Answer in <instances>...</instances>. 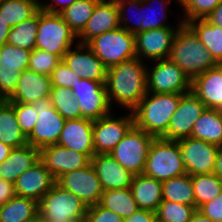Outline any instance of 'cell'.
Listing matches in <instances>:
<instances>
[{"label":"cell","mask_w":222,"mask_h":222,"mask_svg":"<svg viewBox=\"0 0 222 222\" xmlns=\"http://www.w3.org/2000/svg\"><path fill=\"white\" fill-rule=\"evenodd\" d=\"M39 11L30 19L11 27L7 43L15 47L32 51L36 48Z\"/></svg>","instance_id":"cell-35"},{"label":"cell","mask_w":222,"mask_h":222,"mask_svg":"<svg viewBox=\"0 0 222 222\" xmlns=\"http://www.w3.org/2000/svg\"><path fill=\"white\" fill-rule=\"evenodd\" d=\"M115 1L118 5V14H119V21L121 28H124L125 30H127L132 34L140 33V12H139L140 0H115ZM129 9L131 10L132 13H135L134 11L135 9L136 11L138 10V13H136L137 15H135L134 17L131 16L134 22L132 20L130 21L129 18L126 17L127 14L126 12H130Z\"/></svg>","instance_id":"cell-43"},{"label":"cell","mask_w":222,"mask_h":222,"mask_svg":"<svg viewBox=\"0 0 222 222\" xmlns=\"http://www.w3.org/2000/svg\"><path fill=\"white\" fill-rule=\"evenodd\" d=\"M61 60L62 59L57 55L35 48L31 51L28 69L36 73L51 76L53 70Z\"/></svg>","instance_id":"cell-42"},{"label":"cell","mask_w":222,"mask_h":222,"mask_svg":"<svg viewBox=\"0 0 222 222\" xmlns=\"http://www.w3.org/2000/svg\"><path fill=\"white\" fill-rule=\"evenodd\" d=\"M75 222H86L85 218L79 221H75Z\"/></svg>","instance_id":"cell-59"},{"label":"cell","mask_w":222,"mask_h":222,"mask_svg":"<svg viewBox=\"0 0 222 222\" xmlns=\"http://www.w3.org/2000/svg\"><path fill=\"white\" fill-rule=\"evenodd\" d=\"M62 61L81 79L106 81L107 67L87 44H75L62 57Z\"/></svg>","instance_id":"cell-18"},{"label":"cell","mask_w":222,"mask_h":222,"mask_svg":"<svg viewBox=\"0 0 222 222\" xmlns=\"http://www.w3.org/2000/svg\"><path fill=\"white\" fill-rule=\"evenodd\" d=\"M40 10V0H0V18L10 27L33 17Z\"/></svg>","instance_id":"cell-32"},{"label":"cell","mask_w":222,"mask_h":222,"mask_svg":"<svg viewBox=\"0 0 222 222\" xmlns=\"http://www.w3.org/2000/svg\"><path fill=\"white\" fill-rule=\"evenodd\" d=\"M99 0H77L59 14L78 36L86 27Z\"/></svg>","instance_id":"cell-37"},{"label":"cell","mask_w":222,"mask_h":222,"mask_svg":"<svg viewBox=\"0 0 222 222\" xmlns=\"http://www.w3.org/2000/svg\"><path fill=\"white\" fill-rule=\"evenodd\" d=\"M147 63L138 57L107 68L105 86L110 106L132 112L147 93Z\"/></svg>","instance_id":"cell-1"},{"label":"cell","mask_w":222,"mask_h":222,"mask_svg":"<svg viewBox=\"0 0 222 222\" xmlns=\"http://www.w3.org/2000/svg\"><path fill=\"white\" fill-rule=\"evenodd\" d=\"M191 137L222 146V111L205 108L194 123Z\"/></svg>","instance_id":"cell-27"},{"label":"cell","mask_w":222,"mask_h":222,"mask_svg":"<svg viewBox=\"0 0 222 222\" xmlns=\"http://www.w3.org/2000/svg\"><path fill=\"white\" fill-rule=\"evenodd\" d=\"M221 0H180L184 11L183 22L186 24L193 19H204L214 10Z\"/></svg>","instance_id":"cell-41"},{"label":"cell","mask_w":222,"mask_h":222,"mask_svg":"<svg viewBox=\"0 0 222 222\" xmlns=\"http://www.w3.org/2000/svg\"><path fill=\"white\" fill-rule=\"evenodd\" d=\"M21 73L17 68H0V95L5 100L14 92Z\"/></svg>","instance_id":"cell-46"},{"label":"cell","mask_w":222,"mask_h":222,"mask_svg":"<svg viewBox=\"0 0 222 222\" xmlns=\"http://www.w3.org/2000/svg\"><path fill=\"white\" fill-rule=\"evenodd\" d=\"M38 202L15 195L0 205V222H27L38 215Z\"/></svg>","instance_id":"cell-31"},{"label":"cell","mask_w":222,"mask_h":222,"mask_svg":"<svg viewBox=\"0 0 222 222\" xmlns=\"http://www.w3.org/2000/svg\"><path fill=\"white\" fill-rule=\"evenodd\" d=\"M168 59L181 68L191 81L219 65L194 31L185 23L176 32Z\"/></svg>","instance_id":"cell-2"},{"label":"cell","mask_w":222,"mask_h":222,"mask_svg":"<svg viewBox=\"0 0 222 222\" xmlns=\"http://www.w3.org/2000/svg\"><path fill=\"white\" fill-rule=\"evenodd\" d=\"M143 174L161 182L186 174L178 141L154 138Z\"/></svg>","instance_id":"cell-4"},{"label":"cell","mask_w":222,"mask_h":222,"mask_svg":"<svg viewBox=\"0 0 222 222\" xmlns=\"http://www.w3.org/2000/svg\"><path fill=\"white\" fill-rule=\"evenodd\" d=\"M56 183L75 194L88 207L98 204L104 191L91 163L84 168L61 175Z\"/></svg>","instance_id":"cell-13"},{"label":"cell","mask_w":222,"mask_h":222,"mask_svg":"<svg viewBox=\"0 0 222 222\" xmlns=\"http://www.w3.org/2000/svg\"><path fill=\"white\" fill-rule=\"evenodd\" d=\"M197 210L213 222H222V192L218 197L201 205Z\"/></svg>","instance_id":"cell-48"},{"label":"cell","mask_w":222,"mask_h":222,"mask_svg":"<svg viewBox=\"0 0 222 222\" xmlns=\"http://www.w3.org/2000/svg\"><path fill=\"white\" fill-rule=\"evenodd\" d=\"M186 24L194 31L213 58L222 64V28L211 24L206 18L193 19Z\"/></svg>","instance_id":"cell-30"},{"label":"cell","mask_w":222,"mask_h":222,"mask_svg":"<svg viewBox=\"0 0 222 222\" xmlns=\"http://www.w3.org/2000/svg\"><path fill=\"white\" fill-rule=\"evenodd\" d=\"M191 91L206 108L222 111V64L196 76L192 80Z\"/></svg>","instance_id":"cell-24"},{"label":"cell","mask_w":222,"mask_h":222,"mask_svg":"<svg viewBox=\"0 0 222 222\" xmlns=\"http://www.w3.org/2000/svg\"><path fill=\"white\" fill-rule=\"evenodd\" d=\"M123 222H157L156 213L149 210L138 209Z\"/></svg>","instance_id":"cell-50"},{"label":"cell","mask_w":222,"mask_h":222,"mask_svg":"<svg viewBox=\"0 0 222 222\" xmlns=\"http://www.w3.org/2000/svg\"><path fill=\"white\" fill-rule=\"evenodd\" d=\"M186 173L190 176L214 172L218 146L188 137L178 140Z\"/></svg>","instance_id":"cell-14"},{"label":"cell","mask_w":222,"mask_h":222,"mask_svg":"<svg viewBox=\"0 0 222 222\" xmlns=\"http://www.w3.org/2000/svg\"><path fill=\"white\" fill-rule=\"evenodd\" d=\"M189 222H213L209 217L202 215L198 210L193 214Z\"/></svg>","instance_id":"cell-56"},{"label":"cell","mask_w":222,"mask_h":222,"mask_svg":"<svg viewBox=\"0 0 222 222\" xmlns=\"http://www.w3.org/2000/svg\"><path fill=\"white\" fill-rule=\"evenodd\" d=\"M103 190L129 188L133 174L123 168L110 154H95L91 158Z\"/></svg>","instance_id":"cell-23"},{"label":"cell","mask_w":222,"mask_h":222,"mask_svg":"<svg viewBox=\"0 0 222 222\" xmlns=\"http://www.w3.org/2000/svg\"><path fill=\"white\" fill-rule=\"evenodd\" d=\"M0 141L12 148L27 145V137L19 126L14 106L4 100L0 105Z\"/></svg>","instance_id":"cell-29"},{"label":"cell","mask_w":222,"mask_h":222,"mask_svg":"<svg viewBox=\"0 0 222 222\" xmlns=\"http://www.w3.org/2000/svg\"><path fill=\"white\" fill-rule=\"evenodd\" d=\"M93 123L87 118L66 120L57 144L92 158L95 155Z\"/></svg>","instance_id":"cell-21"},{"label":"cell","mask_w":222,"mask_h":222,"mask_svg":"<svg viewBox=\"0 0 222 222\" xmlns=\"http://www.w3.org/2000/svg\"><path fill=\"white\" fill-rule=\"evenodd\" d=\"M52 1V0H51ZM77 0H53L52 2L40 1V9L49 13H60L65 8L71 6Z\"/></svg>","instance_id":"cell-49"},{"label":"cell","mask_w":222,"mask_h":222,"mask_svg":"<svg viewBox=\"0 0 222 222\" xmlns=\"http://www.w3.org/2000/svg\"><path fill=\"white\" fill-rule=\"evenodd\" d=\"M15 195L14 183L0 178V205L5 204Z\"/></svg>","instance_id":"cell-51"},{"label":"cell","mask_w":222,"mask_h":222,"mask_svg":"<svg viewBox=\"0 0 222 222\" xmlns=\"http://www.w3.org/2000/svg\"><path fill=\"white\" fill-rule=\"evenodd\" d=\"M182 95L147 92L132 111L135 126L154 138H163Z\"/></svg>","instance_id":"cell-3"},{"label":"cell","mask_w":222,"mask_h":222,"mask_svg":"<svg viewBox=\"0 0 222 222\" xmlns=\"http://www.w3.org/2000/svg\"><path fill=\"white\" fill-rule=\"evenodd\" d=\"M153 140L152 135L134 125L109 154L131 174L140 175Z\"/></svg>","instance_id":"cell-8"},{"label":"cell","mask_w":222,"mask_h":222,"mask_svg":"<svg viewBox=\"0 0 222 222\" xmlns=\"http://www.w3.org/2000/svg\"><path fill=\"white\" fill-rule=\"evenodd\" d=\"M40 160V149L32 145L13 148L9 156L0 163V178L15 183L19 175Z\"/></svg>","instance_id":"cell-25"},{"label":"cell","mask_w":222,"mask_h":222,"mask_svg":"<svg viewBox=\"0 0 222 222\" xmlns=\"http://www.w3.org/2000/svg\"><path fill=\"white\" fill-rule=\"evenodd\" d=\"M118 5L115 0H99L86 27L78 35V43L87 44L94 37L119 28Z\"/></svg>","instance_id":"cell-20"},{"label":"cell","mask_w":222,"mask_h":222,"mask_svg":"<svg viewBox=\"0 0 222 222\" xmlns=\"http://www.w3.org/2000/svg\"><path fill=\"white\" fill-rule=\"evenodd\" d=\"M99 204L122 217H130L139 207L134 200L131 188L104 190Z\"/></svg>","instance_id":"cell-33"},{"label":"cell","mask_w":222,"mask_h":222,"mask_svg":"<svg viewBox=\"0 0 222 222\" xmlns=\"http://www.w3.org/2000/svg\"><path fill=\"white\" fill-rule=\"evenodd\" d=\"M88 206L57 183L38 202V214L46 222H75L85 218Z\"/></svg>","instance_id":"cell-5"},{"label":"cell","mask_w":222,"mask_h":222,"mask_svg":"<svg viewBox=\"0 0 222 222\" xmlns=\"http://www.w3.org/2000/svg\"><path fill=\"white\" fill-rule=\"evenodd\" d=\"M31 51L24 50L8 43L0 47V68L28 69Z\"/></svg>","instance_id":"cell-40"},{"label":"cell","mask_w":222,"mask_h":222,"mask_svg":"<svg viewBox=\"0 0 222 222\" xmlns=\"http://www.w3.org/2000/svg\"><path fill=\"white\" fill-rule=\"evenodd\" d=\"M205 108L204 103L192 91L183 94L163 139L178 141L191 137L194 123Z\"/></svg>","instance_id":"cell-15"},{"label":"cell","mask_w":222,"mask_h":222,"mask_svg":"<svg viewBox=\"0 0 222 222\" xmlns=\"http://www.w3.org/2000/svg\"><path fill=\"white\" fill-rule=\"evenodd\" d=\"M113 112L94 120L93 142L95 154H109L135 125L132 112H125L123 116L121 114L119 117H115Z\"/></svg>","instance_id":"cell-11"},{"label":"cell","mask_w":222,"mask_h":222,"mask_svg":"<svg viewBox=\"0 0 222 222\" xmlns=\"http://www.w3.org/2000/svg\"><path fill=\"white\" fill-rule=\"evenodd\" d=\"M50 98L53 107L65 120L81 118L80 106L76 102L71 89L52 87Z\"/></svg>","instance_id":"cell-38"},{"label":"cell","mask_w":222,"mask_h":222,"mask_svg":"<svg viewBox=\"0 0 222 222\" xmlns=\"http://www.w3.org/2000/svg\"><path fill=\"white\" fill-rule=\"evenodd\" d=\"M147 66V92L185 94L191 91L192 81L169 59L152 61Z\"/></svg>","instance_id":"cell-10"},{"label":"cell","mask_w":222,"mask_h":222,"mask_svg":"<svg viewBox=\"0 0 222 222\" xmlns=\"http://www.w3.org/2000/svg\"><path fill=\"white\" fill-rule=\"evenodd\" d=\"M51 89V76L25 69L21 73L14 92L6 100L32 104L42 98L50 97Z\"/></svg>","instance_id":"cell-22"},{"label":"cell","mask_w":222,"mask_h":222,"mask_svg":"<svg viewBox=\"0 0 222 222\" xmlns=\"http://www.w3.org/2000/svg\"><path fill=\"white\" fill-rule=\"evenodd\" d=\"M10 103L14 106V111L22 132L28 137L36 124L38 112L34 109L32 104L29 103Z\"/></svg>","instance_id":"cell-44"},{"label":"cell","mask_w":222,"mask_h":222,"mask_svg":"<svg viewBox=\"0 0 222 222\" xmlns=\"http://www.w3.org/2000/svg\"><path fill=\"white\" fill-rule=\"evenodd\" d=\"M11 27L0 18V47L7 43Z\"/></svg>","instance_id":"cell-53"},{"label":"cell","mask_w":222,"mask_h":222,"mask_svg":"<svg viewBox=\"0 0 222 222\" xmlns=\"http://www.w3.org/2000/svg\"><path fill=\"white\" fill-rule=\"evenodd\" d=\"M80 80L81 78L65 65L62 60L51 74L52 87H66L72 89Z\"/></svg>","instance_id":"cell-45"},{"label":"cell","mask_w":222,"mask_h":222,"mask_svg":"<svg viewBox=\"0 0 222 222\" xmlns=\"http://www.w3.org/2000/svg\"><path fill=\"white\" fill-rule=\"evenodd\" d=\"M76 40L78 36L60 14L39 10L36 49L44 50L62 59L66 52L78 43Z\"/></svg>","instance_id":"cell-6"},{"label":"cell","mask_w":222,"mask_h":222,"mask_svg":"<svg viewBox=\"0 0 222 222\" xmlns=\"http://www.w3.org/2000/svg\"><path fill=\"white\" fill-rule=\"evenodd\" d=\"M86 222H123L124 219L115 212L102 207L99 203L89 206L85 216Z\"/></svg>","instance_id":"cell-47"},{"label":"cell","mask_w":222,"mask_h":222,"mask_svg":"<svg viewBox=\"0 0 222 222\" xmlns=\"http://www.w3.org/2000/svg\"><path fill=\"white\" fill-rule=\"evenodd\" d=\"M71 90L80 106L81 118L94 121L112 112L113 109L107 98L105 81L81 79Z\"/></svg>","instance_id":"cell-12"},{"label":"cell","mask_w":222,"mask_h":222,"mask_svg":"<svg viewBox=\"0 0 222 222\" xmlns=\"http://www.w3.org/2000/svg\"><path fill=\"white\" fill-rule=\"evenodd\" d=\"M40 160L51 172L55 180L61 175L84 168L91 163V157L58 144L40 149Z\"/></svg>","instance_id":"cell-17"},{"label":"cell","mask_w":222,"mask_h":222,"mask_svg":"<svg viewBox=\"0 0 222 222\" xmlns=\"http://www.w3.org/2000/svg\"><path fill=\"white\" fill-rule=\"evenodd\" d=\"M130 188L139 209L156 212L163 200L161 181L144 174L135 175Z\"/></svg>","instance_id":"cell-26"},{"label":"cell","mask_w":222,"mask_h":222,"mask_svg":"<svg viewBox=\"0 0 222 222\" xmlns=\"http://www.w3.org/2000/svg\"><path fill=\"white\" fill-rule=\"evenodd\" d=\"M179 28H160L135 34L136 57L152 61L168 59ZM144 58V59H143Z\"/></svg>","instance_id":"cell-16"},{"label":"cell","mask_w":222,"mask_h":222,"mask_svg":"<svg viewBox=\"0 0 222 222\" xmlns=\"http://www.w3.org/2000/svg\"><path fill=\"white\" fill-rule=\"evenodd\" d=\"M55 183L56 180L51 172L39 160L31 168L19 175L14 183L15 194L39 202Z\"/></svg>","instance_id":"cell-19"},{"label":"cell","mask_w":222,"mask_h":222,"mask_svg":"<svg viewBox=\"0 0 222 222\" xmlns=\"http://www.w3.org/2000/svg\"><path fill=\"white\" fill-rule=\"evenodd\" d=\"M196 210V206L162 200L155 213L159 222H189Z\"/></svg>","instance_id":"cell-39"},{"label":"cell","mask_w":222,"mask_h":222,"mask_svg":"<svg viewBox=\"0 0 222 222\" xmlns=\"http://www.w3.org/2000/svg\"><path fill=\"white\" fill-rule=\"evenodd\" d=\"M27 222H46L44 221L41 216L38 214L37 216H35L33 219H30L29 221Z\"/></svg>","instance_id":"cell-57"},{"label":"cell","mask_w":222,"mask_h":222,"mask_svg":"<svg viewBox=\"0 0 222 222\" xmlns=\"http://www.w3.org/2000/svg\"><path fill=\"white\" fill-rule=\"evenodd\" d=\"M32 106L38 115L27 143L38 149L57 144L66 120L53 107L50 97L33 102Z\"/></svg>","instance_id":"cell-9"},{"label":"cell","mask_w":222,"mask_h":222,"mask_svg":"<svg viewBox=\"0 0 222 222\" xmlns=\"http://www.w3.org/2000/svg\"><path fill=\"white\" fill-rule=\"evenodd\" d=\"M218 177H222V146L218 147V152L216 155L214 172Z\"/></svg>","instance_id":"cell-54"},{"label":"cell","mask_w":222,"mask_h":222,"mask_svg":"<svg viewBox=\"0 0 222 222\" xmlns=\"http://www.w3.org/2000/svg\"><path fill=\"white\" fill-rule=\"evenodd\" d=\"M12 149H13L12 147H10L9 145L3 144L0 141V163L5 161V159L9 156Z\"/></svg>","instance_id":"cell-55"},{"label":"cell","mask_w":222,"mask_h":222,"mask_svg":"<svg viewBox=\"0 0 222 222\" xmlns=\"http://www.w3.org/2000/svg\"><path fill=\"white\" fill-rule=\"evenodd\" d=\"M211 24L218 25L222 28V0L206 18Z\"/></svg>","instance_id":"cell-52"},{"label":"cell","mask_w":222,"mask_h":222,"mask_svg":"<svg viewBox=\"0 0 222 222\" xmlns=\"http://www.w3.org/2000/svg\"><path fill=\"white\" fill-rule=\"evenodd\" d=\"M87 45L107 68L136 58L135 34L121 27L94 37Z\"/></svg>","instance_id":"cell-7"},{"label":"cell","mask_w":222,"mask_h":222,"mask_svg":"<svg viewBox=\"0 0 222 222\" xmlns=\"http://www.w3.org/2000/svg\"><path fill=\"white\" fill-rule=\"evenodd\" d=\"M191 180L197 209L218 197L222 192L221 178L214 173L193 175Z\"/></svg>","instance_id":"cell-36"},{"label":"cell","mask_w":222,"mask_h":222,"mask_svg":"<svg viewBox=\"0 0 222 222\" xmlns=\"http://www.w3.org/2000/svg\"><path fill=\"white\" fill-rule=\"evenodd\" d=\"M5 99L0 95V105L2 104V102L4 101Z\"/></svg>","instance_id":"cell-58"},{"label":"cell","mask_w":222,"mask_h":222,"mask_svg":"<svg viewBox=\"0 0 222 222\" xmlns=\"http://www.w3.org/2000/svg\"><path fill=\"white\" fill-rule=\"evenodd\" d=\"M176 1L178 2L177 4L180 5V0ZM152 2H158L160 4V11H157V7L154 8V6H152ZM172 2L173 0H140V32L160 28H179L184 23L182 18L179 19L176 26L170 25L167 20V11L169 10L168 12H170L168 6ZM164 11L166 13H164Z\"/></svg>","instance_id":"cell-28"},{"label":"cell","mask_w":222,"mask_h":222,"mask_svg":"<svg viewBox=\"0 0 222 222\" xmlns=\"http://www.w3.org/2000/svg\"><path fill=\"white\" fill-rule=\"evenodd\" d=\"M163 200L195 206L191 176L184 174L162 182Z\"/></svg>","instance_id":"cell-34"}]
</instances>
